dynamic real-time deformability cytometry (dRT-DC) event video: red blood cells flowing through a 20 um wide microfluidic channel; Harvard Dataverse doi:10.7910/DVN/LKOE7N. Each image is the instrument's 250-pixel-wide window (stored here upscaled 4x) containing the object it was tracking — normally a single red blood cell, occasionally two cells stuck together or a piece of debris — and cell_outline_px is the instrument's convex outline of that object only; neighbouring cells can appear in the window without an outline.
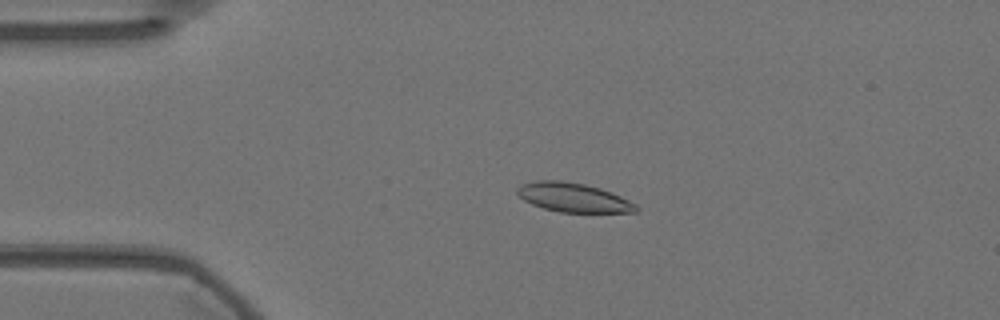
{"species": "Egyptian fruit bat (a non-hibernating species)", "species_latin": "Rousettus aegyptiacus", "temperature_condition": "warm", "stored_images_in_passage": 56, "camera_frame_rate_fps": 3000, "um_per_image_px": 0.085, "animal": {"sex": "female"}, "frame": {"image": 1, "passage_image": 12, "time_ms": 3.667, "image_size_px": [1000, 320], "cell_outline_px": [[640, 208], [636, 212], [560, 212], [544, 208], [532, 204], [524, 200], [516, 192], [516, 188], [520, 184], [536, 180], [560, 180], [584, 184], [600, 188], [620, 196], [636, 204]], "centroid_in_image_um": [48.71, 16.78], "position_along_channel_um": 36.3, "area_um2": 20.11}}
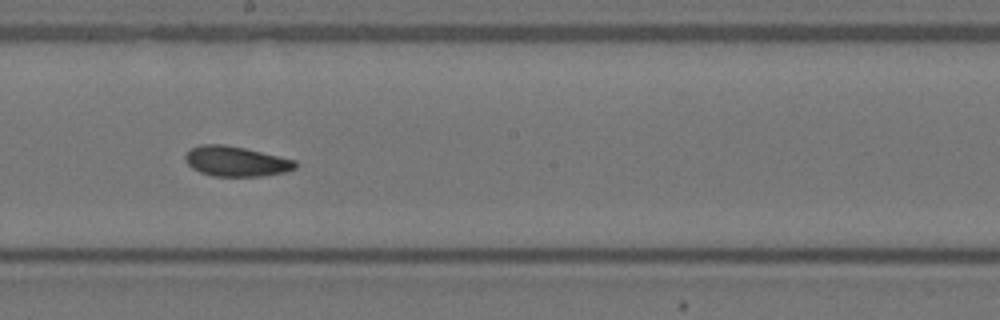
{"frame": {"image": 2, "passage_image": 31, "time_ms": 10.0, "image_size_px": [1000, 320], "cell_outline_px": [[296, 168], [284, 172], [260, 176], [212, 176], [200, 172], [192, 168], [184, 160], [184, 156], [192, 148], [200, 144], [224, 144], [244, 148], [296, 160]], "centroid_in_image_um": [20.03, 13.71], "position_along_channel_um": 228.2, "area_um2": 19.19}}
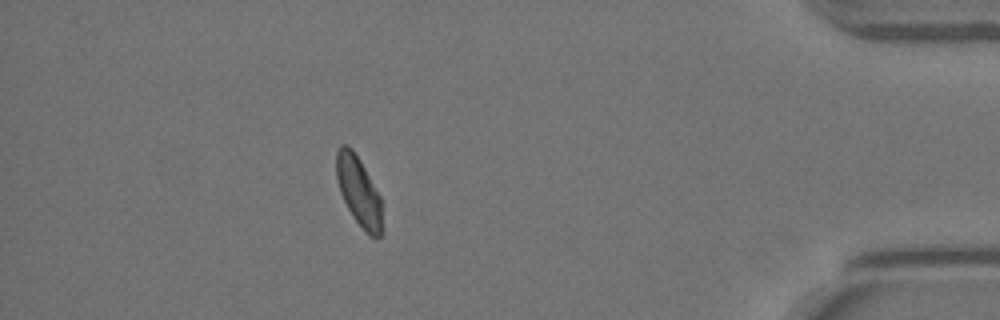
{"frame": {"image": 3, "passage_image": 50, "time_ms": 16.333, "image_size_px": [1000, 320], "cell_outline_px": [[384, 232], [380, 236], [368, 236], [364, 232], [352, 216], [340, 192], [336, 180], [336, 152], [340, 144], [348, 144], [352, 148], [360, 160], [380, 196]], "centroid_in_image_um": [30.5, 16.28], "position_along_channel_um": 404.7, "area_um2": 18.84}, "authors_computed_cell_mechanics": {"area_um2": 19.5075, "velocity_mm_per_s": 3.5644, "shape_relaxation_time_tau1_ms": 7.509, "shape_relaxation_time_tau2_ms": 6.2998, "deformation_change_tau1": 0.121, "deformation_change_tau2": 0.1148}}